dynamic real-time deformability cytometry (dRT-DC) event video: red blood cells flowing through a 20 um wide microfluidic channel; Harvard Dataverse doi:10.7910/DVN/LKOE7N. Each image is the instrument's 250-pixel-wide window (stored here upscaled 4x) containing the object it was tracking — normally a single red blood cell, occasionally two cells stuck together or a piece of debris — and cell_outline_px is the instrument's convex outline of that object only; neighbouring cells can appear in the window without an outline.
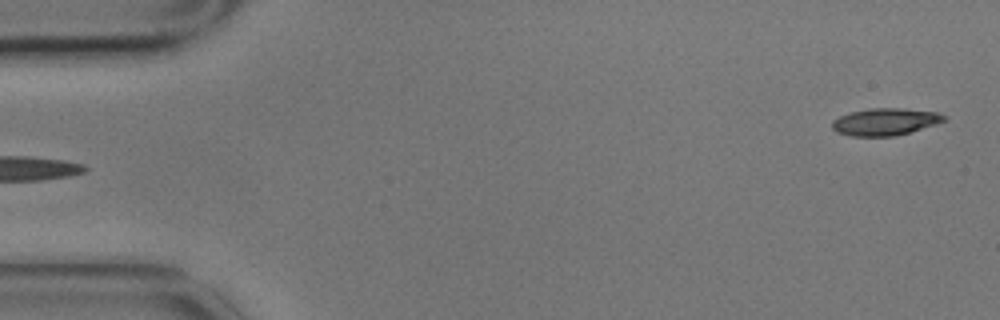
{"species": "common noctule bat (a hibernating species)", "species_latin": "Nyctalus noctula", "temperature_condition": "cold", "stored_images_in_passage": 5, "camera_frame_rate_fps": 3000, "um_per_image_px": 0.085, "animal": {"sex": "male", "body_mass_g": 17.9}, "frame": {"image": 1, "passage_image": 5, "time_ms": 1.333, "image_size_px": [1000, 320], "cell_outline_px": [[948, 120], [936, 124], [896, 136], [848, 136], [836, 132], [832, 128], [832, 120], [848, 112], [868, 108], [904, 108], [936, 112], [948, 116]], "centroid_in_image_um": [75.24, 10.34], "position_along_channel_um": 9.8, "area_um2": 17.98}}